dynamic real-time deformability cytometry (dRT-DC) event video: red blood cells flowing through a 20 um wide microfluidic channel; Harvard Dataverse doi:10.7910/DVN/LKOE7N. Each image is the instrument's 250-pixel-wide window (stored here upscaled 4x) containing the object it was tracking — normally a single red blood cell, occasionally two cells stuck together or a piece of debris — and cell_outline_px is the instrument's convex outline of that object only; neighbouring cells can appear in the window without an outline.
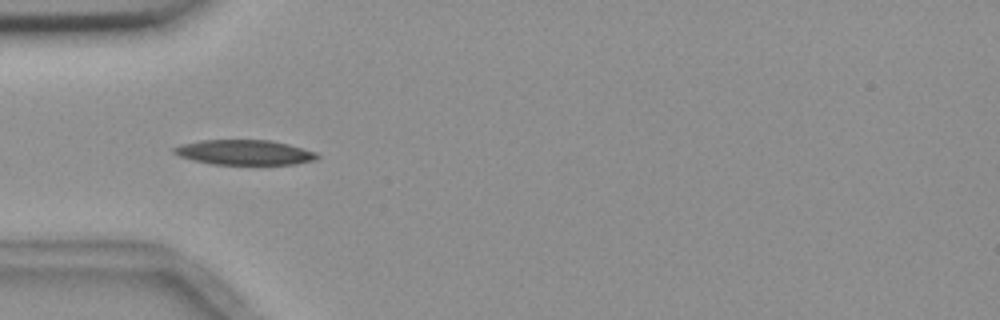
{"species": "common noctule bat (a hibernating species)", "species_latin": "Nyctalus noctula", "temperature_condition": "room temperature", "stored_images_in_passage": 9, "camera_frame_rate_fps": 3000, "um_per_image_px": 0.085, "animal": {"sex": "female", "body_mass_g": 18.4}, "frame": {"image": 1, "passage_image": 6, "time_ms": 5.667, "image_size_px": [1000, 320], "cell_outline_px": [[320, 156], [316, 160], [296, 164], [212, 164], [192, 160], [180, 156], [172, 152], [172, 148], [180, 144], [200, 140], [272, 140], [288, 144], [316, 152]], "centroid_in_image_um": [20.77, 12.95], "position_along_channel_um": 64.2, "area_um2": 20.92}}
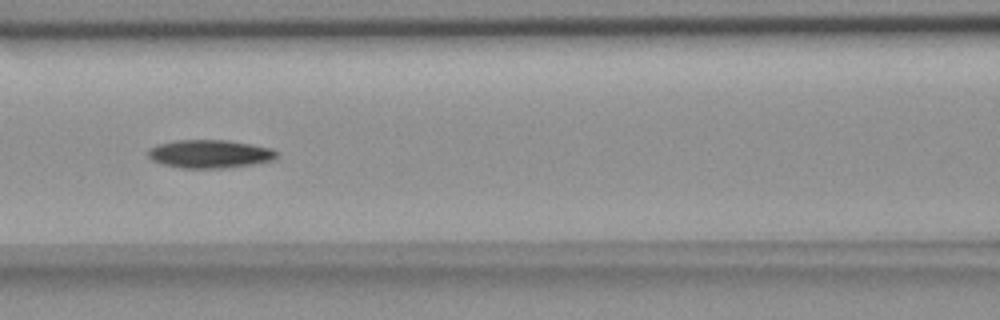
{"frame": {"image": 2, "passage_image": 8, "time_ms": 8.0, "image_size_px": [1000, 320], "cell_outline_px": [[280, 152], [276, 160], [256, 164], [224, 168], [180, 168], [164, 164], [152, 160], [148, 156], [148, 148], [160, 144], [176, 140], [228, 140], [252, 144], [272, 148]], "centroid_in_image_um": [17.91, 13.08], "position_along_channel_um": 148.7, "area_um2": 21.44}}
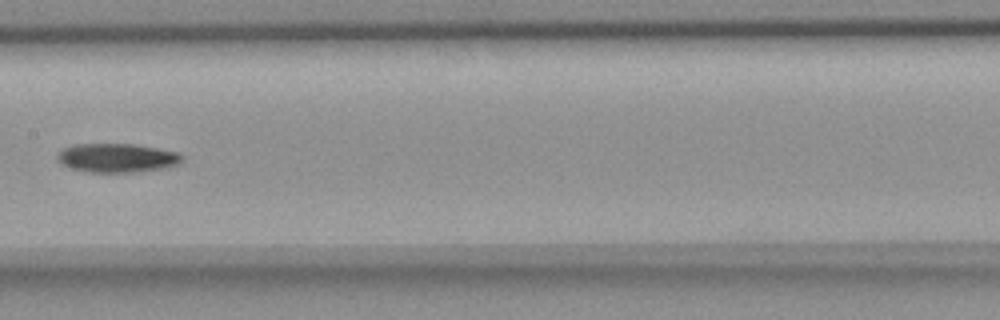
{"frame": {"image": 3, "passage_image": 9, "time_ms": 9.333, "image_size_px": [1000, 320], "cell_outline_px": [[184, 160], [180, 164], [168, 168], [132, 172], [88, 172], [72, 168], [60, 164], [56, 160], [56, 156], [64, 148], [72, 144], [136, 144], [180, 152], [184, 156]], "centroid_in_image_um": [10.0, 13.42], "position_along_channel_um": 197.4, "area_um2": 21.39}}